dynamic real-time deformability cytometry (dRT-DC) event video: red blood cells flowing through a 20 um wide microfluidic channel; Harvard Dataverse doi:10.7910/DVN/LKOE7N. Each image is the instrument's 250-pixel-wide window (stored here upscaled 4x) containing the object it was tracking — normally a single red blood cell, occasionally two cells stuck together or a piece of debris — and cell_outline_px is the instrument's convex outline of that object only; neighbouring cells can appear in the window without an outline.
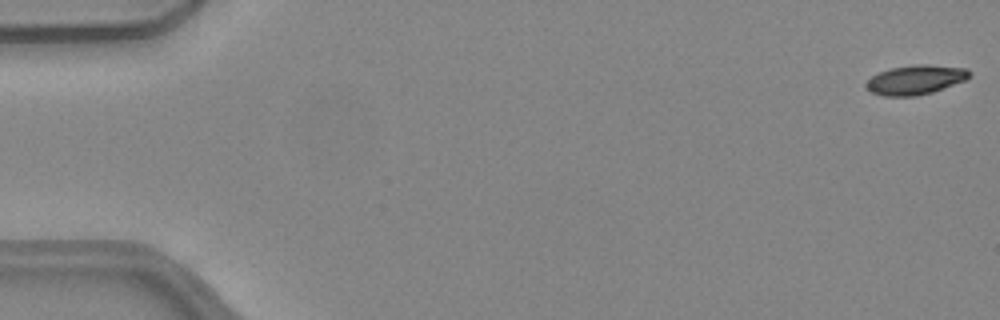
{"species": "common noctule bat (a hibernating species)", "species_latin": "Nyctalus noctula", "temperature_condition": "warm", "stored_images_in_passage": 51, "camera_frame_rate_fps": 3000, "um_per_image_px": 0.085, "animal": {"sex": "female", "body_mass_g": 24.6, "forearm_length_mm": 56.2}, "frame": {"image": 1, "passage_image": 1, "time_ms": 0.0, "image_size_px": [1000, 320], "cell_outline_px": [[972, 72], [964, 80], [932, 92], [916, 96], [884, 96], [872, 92], [864, 84], [872, 76], [888, 68], [916, 64], [928, 64], [968, 68]], "centroid_in_image_um": [77.81, 6.76], "position_along_channel_um": 7.2, "area_um2": 17.63}}
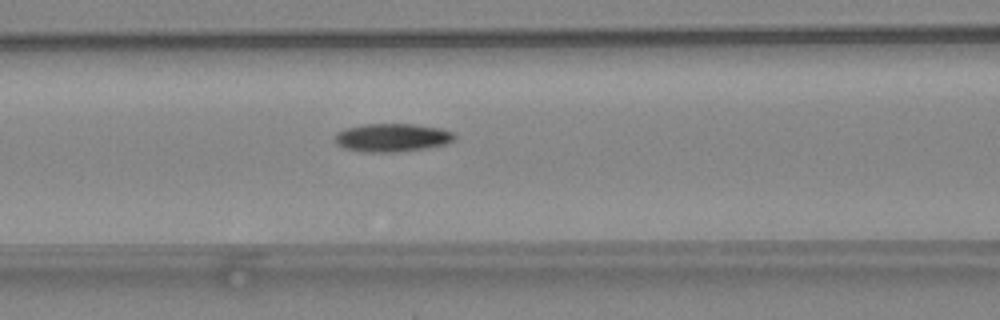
{"frame": {"image": 2, "passage_image": 22, "time_ms": 7.0, "image_size_px": [1000, 320], "cell_outline_px": [[456, 140], [448, 144], [428, 148], [396, 152], [364, 152], [344, 148], [336, 144], [332, 140], [336, 132], [348, 128], [364, 124], [416, 124], [440, 128], [452, 132], [456, 136]], "centroid_in_image_um": [33.34, 11.7], "position_along_channel_um": 133.3, "area_um2": 20.0}}
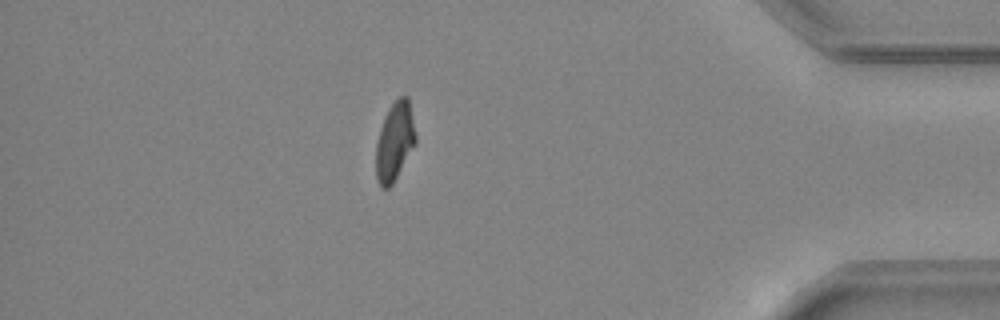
{"frame": {"image": 3, "passage_image": 45, "time_ms": 14.667, "image_size_px": [1000, 320], "cell_outline_px": [[416, 144], [392, 184], [388, 188], [380, 188], [376, 180], [376, 144], [380, 128], [384, 116], [388, 108], [400, 96], [408, 96], [416, 136]], "centroid_in_image_um": [33.54, 12.04], "position_along_channel_um": 401.7, "area_um2": 18.21}, "authors_computed_cell_mechanics": {"area_um2": 18.6694, "velocity_mm_per_s": 4.0503, "shape_relaxation_time_tau1_ms": null, "shape_relaxation_time_tau2_ms": 7.1491, "deformation_change_tau1": null, "deformation_change_tau2": 0.1315}}